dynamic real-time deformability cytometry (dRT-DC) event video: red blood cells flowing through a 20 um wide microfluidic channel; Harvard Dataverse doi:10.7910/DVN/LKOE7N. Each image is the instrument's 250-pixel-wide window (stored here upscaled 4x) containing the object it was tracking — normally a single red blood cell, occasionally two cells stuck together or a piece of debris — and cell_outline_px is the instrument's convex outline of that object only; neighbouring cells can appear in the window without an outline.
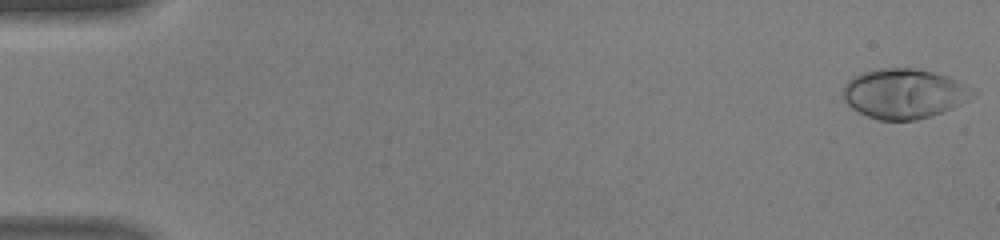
{"species": "human", "species_latin": "Homo sapiens", "temperature_condition": "warm", "stored_images_in_passage": 47, "camera_frame_rate_fps": 3000, "um_per_image_px": 0.085, "donor": {"sex": "male"}, "frame": {"image": 1, "passage_image": 1, "time_ms": 0.0, "image_size_px": [1000, 240], "cell_outline_px": [[980, 92], [976, 96], [944, 112], [916, 120], [880, 120], [868, 116], [852, 108], [844, 100], [844, 84], [852, 76], [860, 72], [880, 68], [912, 68], [932, 72], [948, 76]], "centroid_in_image_um": [76.87, 7.95], "position_along_channel_um": 8.1, "area_um2": 37.8}}
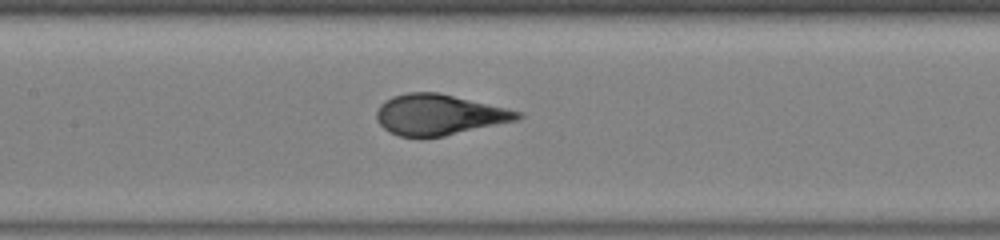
{"frame": {"image": 2, "passage_image": 23, "time_ms": 7.333, "image_size_px": [1000, 240], "cell_outline_px": [[524, 116], [516, 120], [444, 136], [400, 136], [388, 132], [376, 120], [376, 112], [380, 104], [384, 100], [392, 96], [408, 92], [440, 92], [524, 112]], "centroid_in_image_um": [37.31, 9.73], "position_along_channel_um": 170.1, "area_um2": 33.41}}
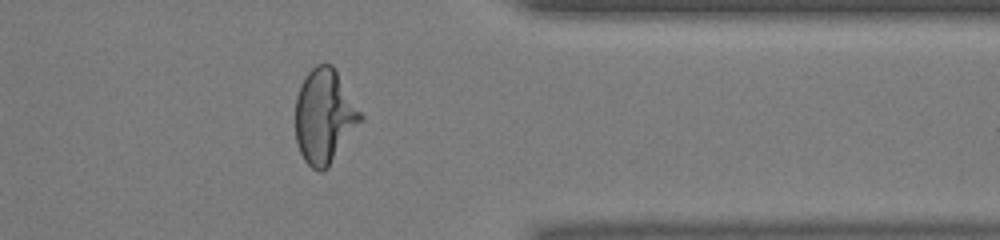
{"frame": {"image": 3, "passage_image": 38, "time_ms": 12.333, "image_size_px": [1000, 240], "cell_outline_px": [[364, 120], [328, 168], [324, 172], [320, 172], [312, 168], [304, 160], [300, 152], [296, 140], [296, 96], [300, 84], [304, 76], [316, 64], [332, 64], [336, 68], [364, 116]], "centroid_in_image_um": [27.6, 9.88], "position_along_channel_um": 383.8, "area_um2": 36.47}, "authors_computed_cell_mechanics": {"area_um2": 34.9112, "velocity_mm_per_s": 4.4683, "shape_relaxation_time_tau1_ms": 5.2043, "shape_relaxation_time_tau2_ms": null, "deformation_change_tau1": 0.2928, "deformation_change_tau2": null}}